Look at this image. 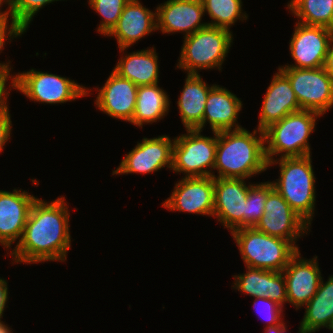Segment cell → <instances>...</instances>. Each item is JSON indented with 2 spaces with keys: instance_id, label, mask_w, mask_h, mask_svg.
I'll return each mask as SVG.
<instances>
[{
  "instance_id": "cell-1",
  "label": "cell",
  "mask_w": 333,
  "mask_h": 333,
  "mask_svg": "<svg viewBox=\"0 0 333 333\" xmlns=\"http://www.w3.org/2000/svg\"><path fill=\"white\" fill-rule=\"evenodd\" d=\"M64 197L47 203L36 198L24 232L11 255L16 263L65 261L70 249L68 205Z\"/></svg>"
},
{
  "instance_id": "cell-2",
  "label": "cell",
  "mask_w": 333,
  "mask_h": 333,
  "mask_svg": "<svg viewBox=\"0 0 333 333\" xmlns=\"http://www.w3.org/2000/svg\"><path fill=\"white\" fill-rule=\"evenodd\" d=\"M257 132L259 136L257 137ZM265 135L262 130L250 133L244 128L217 132L215 165L217 178H250L265 171Z\"/></svg>"
},
{
  "instance_id": "cell-3",
  "label": "cell",
  "mask_w": 333,
  "mask_h": 333,
  "mask_svg": "<svg viewBox=\"0 0 333 333\" xmlns=\"http://www.w3.org/2000/svg\"><path fill=\"white\" fill-rule=\"evenodd\" d=\"M311 155L303 157L280 158L272 160L268 167L279 163L280 178L271 182L273 188L283 197L289 206L302 217L309 226L315 206V177L311 165Z\"/></svg>"
},
{
  "instance_id": "cell-4",
  "label": "cell",
  "mask_w": 333,
  "mask_h": 333,
  "mask_svg": "<svg viewBox=\"0 0 333 333\" xmlns=\"http://www.w3.org/2000/svg\"><path fill=\"white\" fill-rule=\"evenodd\" d=\"M321 116L312 110H299L289 113L281 121L271 124L264 130L265 155L267 162L274 160L273 155L281 158L303 157L310 155L308 138L314 132L316 118ZM285 153V154H283Z\"/></svg>"
},
{
  "instance_id": "cell-5",
  "label": "cell",
  "mask_w": 333,
  "mask_h": 333,
  "mask_svg": "<svg viewBox=\"0 0 333 333\" xmlns=\"http://www.w3.org/2000/svg\"><path fill=\"white\" fill-rule=\"evenodd\" d=\"M248 267L282 272L299 251L290 241L259 232L254 227L231 232Z\"/></svg>"
},
{
  "instance_id": "cell-6",
  "label": "cell",
  "mask_w": 333,
  "mask_h": 333,
  "mask_svg": "<svg viewBox=\"0 0 333 333\" xmlns=\"http://www.w3.org/2000/svg\"><path fill=\"white\" fill-rule=\"evenodd\" d=\"M232 38L231 31L225 28L207 26L199 29L184 38L177 67L187 70V74H198L200 69L214 67L221 70Z\"/></svg>"
},
{
  "instance_id": "cell-7",
  "label": "cell",
  "mask_w": 333,
  "mask_h": 333,
  "mask_svg": "<svg viewBox=\"0 0 333 333\" xmlns=\"http://www.w3.org/2000/svg\"><path fill=\"white\" fill-rule=\"evenodd\" d=\"M187 132L174 139L171 169L184 172L185 177L213 176L206 168L213 169L215 165L217 132H213V138L201 135L198 129Z\"/></svg>"
},
{
  "instance_id": "cell-8",
  "label": "cell",
  "mask_w": 333,
  "mask_h": 333,
  "mask_svg": "<svg viewBox=\"0 0 333 333\" xmlns=\"http://www.w3.org/2000/svg\"><path fill=\"white\" fill-rule=\"evenodd\" d=\"M11 84L30 100L47 104L64 103L88 95L86 88L74 80L34 69L16 74Z\"/></svg>"
},
{
  "instance_id": "cell-9",
  "label": "cell",
  "mask_w": 333,
  "mask_h": 333,
  "mask_svg": "<svg viewBox=\"0 0 333 333\" xmlns=\"http://www.w3.org/2000/svg\"><path fill=\"white\" fill-rule=\"evenodd\" d=\"M278 70L288 78L301 109L323 115L333 106V77L324 67H280Z\"/></svg>"
},
{
  "instance_id": "cell-10",
  "label": "cell",
  "mask_w": 333,
  "mask_h": 333,
  "mask_svg": "<svg viewBox=\"0 0 333 333\" xmlns=\"http://www.w3.org/2000/svg\"><path fill=\"white\" fill-rule=\"evenodd\" d=\"M308 225L273 188L272 183L267 182L264 214L254 228L270 236L288 240L299 250L295 240L302 233L304 235L306 229L309 230Z\"/></svg>"
},
{
  "instance_id": "cell-11",
  "label": "cell",
  "mask_w": 333,
  "mask_h": 333,
  "mask_svg": "<svg viewBox=\"0 0 333 333\" xmlns=\"http://www.w3.org/2000/svg\"><path fill=\"white\" fill-rule=\"evenodd\" d=\"M290 41V53L295 64L283 67L314 69L324 67L333 30L324 26L298 23Z\"/></svg>"
},
{
  "instance_id": "cell-12",
  "label": "cell",
  "mask_w": 333,
  "mask_h": 333,
  "mask_svg": "<svg viewBox=\"0 0 333 333\" xmlns=\"http://www.w3.org/2000/svg\"><path fill=\"white\" fill-rule=\"evenodd\" d=\"M214 177L213 217L230 231L244 228V213L249 186L243 178Z\"/></svg>"
},
{
  "instance_id": "cell-13",
  "label": "cell",
  "mask_w": 333,
  "mask_h": 333,
  "mask_svg": "<svg viewBox=\"0 0 333 333\" xmlns=\"http://www.w3.org/2000/svg\"><path fill=\"white\" fill-rule=\"evenodd\" d=\"M162 206L170 211L213 216L214 177H184Z\"/></svg>"
},
{
  "instance_id": "cell-14",
  "label": "cell",
  "mask_w": 333,
  "mask_h": 333,
  "mask_svg": "<svg viewBox=\"0 0 333 333\" xmlns=\"http://www.w3.org/2000/svg\"><path fill=\"white\" fill-rule=\"evenodd\" d=\"M172 141L166 135L152 139L143 138V141L125 156L120 166L113 171V175L151 173L165 166L172 168L174 139Z\"/></svg>"
},
{
  "instance_id": "cell-15",
  "label": "cell",
  "mask_w": 333,
  "mask_h": 333,
  "mask_svg": "<svg viewBox=\"0 0 333 333\" xmlns=\"http://www.w3.org/2000/svg\"><path fill=\"white\" fill-rule=\"evenodd\" d=\"M286 280L287 302L298 309L315 295L322 276L317 263V256L304 260L298 251L282 271Z\"/></svg>"
},
{
  "instance_id": "cell-16",
  "label": "cell",
  "mask_w": 333,
  "mask_h": 333,
  "mask_svg": "<svg viewBox=\"0 0 333 333\" xmlns=\"http://www.w3.org/2000/svg\"><path fill=\"white\" fill-rule=\"evenodd\" d=\"M36 197L26 191L0 190V244L10 248L16 239L22 238L30 209Z\"/></svg>"
},
{
  "instance_id": "cell-17",
  "label": "cell",
  "mask_w": 333,
  "mask_h": 333,
  "mask_svg": "<svg viewBox=\"0 0 333 333\" xmlns=\"http://www.w3.org/2000/svg\"><path fill=\"white\" fill-rule=\"evenodd\" d=\"M205 11L201 0H168L156 9L157 30L185 32V37L208 26L200 23Z\"/></svg>"
},
{
  "instance_id": "cell-18",
  "label": "cell",
  "mask_w": 333,
  "mask_h": 333,
  "mask_svg": "<svg viewBox=\"0 0 333 333\" xmlns=\"http://www.w3.org/2000/svg\"><path fill=\"white\" fill-rule=\"evenodd\" d=\"M138 86L112 71L105 85L99 89L95 104L109 116L131 122L137 100Z\"/></svg>"
},
{
  "instance_id": "cell-19",
  "label": "cell",
  "mask_w": 333,
  "mask_h": 333,
  "mask_svg": "<svg viewBox=\"0 0 333 333\" xmlns=\"http://www.w3.org/2000/svg\"><path fill=\"white\" fill-rule=\"evenodd\" d=\"M157 30L156 12L142 6L138 0H130L123 9L116 26L107 35L117 38L120 52Z\"/></svg>"
},
{
  "instance_id": "cell-20",
  "label": "cell",
  "mask_w": 333,
  "mask_h": 333,
  "mask_svg": "<svg viewBox=\"0 0 333 333\" xmlns=\"http://www.w3.org/2000/svg\"><path fill=\"white\" fill-rule=\"evenodd\" d=\"M277 72L264 96L258 129L264 131L289 113L301 110L288 78Z\"/></svg>"
},
{
  "instance_id": "cell-21",
  "label": "cell",
  "mask_w": 333,
  "mask_h": 333,
  "mask_svg": "<svg viewBox=\"0 0 333 333\" xmlns=\"http://www.w3.org/2000/svg\"><path fill=\"white\" fill-rule=\"evenodd\" d=\"M247 267V273L234 276L237 290L255 297H265L283 307L287 302L286 280L282 272Z\"/></svg>"
},
{
  "instance_id": "cell-22",
  "label": "cell",
  "mask_w": 333,
  "mask_h": 333,
  "mask_svg": "<svg viewBox=\"0 0 333 333\" xmlns=\"http://www.w3.org/2000/svg\"><path fill=\"white\" fill-rule=\"evenodd\" d=\"M242 108L241 100L226 88L215 85L207 96L202 121V128L206 122L210 123L213 132L241 129L238 124L239 111Z\"/></svg>"
},
{
  "instance_id": "cell-23",
  "label": "cell",
  "mask_w": 333,
  "mask_h": 333,
  "mask_svg": "<svg viewBox=\"0 0 333 333\" xmlns=\"http://www.w3.org/2000/svg\"><path fill=\"white\" fill-rule=\"evenodd\" d=\"M214 86L208 87L199 74L187 75L184 88L177 102L181 120L186 130L198 129L202 131L207 96Z\"/></svg>"
},
{
  "instance_id": "cell-24",
  "label": "cell",
  "mask_w": 333,
  "mask_h": 333,
  "mask_svg": "<svg viewBox=\"0 0 333 333\" xmlns=\"http://www.w3.org/2000/svg\"><path fill=\"white\" fill-rule=\"evenodd\" d=\"M158 67V56L152 48L121 57L113 71L137 86H145L158 84Z\"/></svg>"
},
{
  "instance_id": "cell-25",
  "label": "cell",
  "mask_w": 333,
  "mask_h": 333,
  "mask_svg": "<svg viewBox=\"0 0 333 333\" xmlns=\"http://www.w3.org/2000/svg\"><path fill=\"white\" fill-rule=\"evenodd\" d=\"M304 318L299 327L300 333H312L320 328H328L333 323V276L326 283L321 279L315 295L306 304Z\"/></svg>"
},
{
  "instance_id": "cell-26",
  "label": "cell",
  "mask_w": 333,
  "mask_h": 333,
  "mask_svg": "<svg viewBox=\"0 0 333 333\" xmlns=\"http://www.w3.org/2000/svg\"><path fill=\"white\" fill-rule=\"evenodd\" d=\"M169 98L158 84L138 86L135 112L131 123L142 127L162 119L168 112Z\"/></svg>"
},
{
  "instance_id": "cell-27",
  "label": "cell",
  "mask_w": 333,
  "mask_h": 333,
  "mask_svg": "<svg viewBox=\"0 0 333 333\" xmlns=\"http://www.w3.org/2000/svg\"><path fill=\"white\" fill-rule=\"evenodd\" d=\"M288 8L300 19L299 23L333 30V0H291Z\"/></svg>"
},
{
  "instance_id": "cell-28",
  "label": "cell",
  "mask_w": 333,
  "mask_h": 333,
  "mask_svg": "<svg viewBox=\"0 0 333 333\" xmlns=\"http://www.w3.org/2000/svg\"><path fill=\"white\" fill-rule=\"evenodd\" d=\"M204 11L213 19L208 26L230 29L237 19H247L242 13L241 0H201ZM242 14V15H241ZM230 26V27H229Z\"/></svg>"
},
{
  "instance_id": "cell-29",
  "label": "cell",
  "mask_w": 333,
  "mask_h": 333,
  "mask_svg": "<svg viewBox=\"0 0 333 333\" xmlns=\"http://www.w3.org/2000/svg\"><path fill=\"white\" fill-rule=\"evenodd\" d=\"M130 0H89V5L103 17L98 32L108 35L116 26L123 9Z\"/></svg>"
},
{
  "instance_id": "cell-30",
  "label": "cell",
  "mask_w": 333,
  "mask_h": 333,
  "mask_svg": "<svg viewBox=\"0 0 333 333\" xmlns=\"http://www.w3.org/2000/svg\"><path fill=\"white\" fill-rule=\"evenodd\" d=\"M267 200V182L251 185L246 199L244 213V228H252L257 225L264 214V205Z\"/></svg>"
},
{
  "instance_id": "cell-31",
  "label": "cell",
  "mask_w": 333,
  "mask_h": 333,
  "mask_svg": "<svg viewBox=\"0 0 333 333\" xmlns=\"http://www.w3.org/2000/svg\"><path fill=\"white\" fill-rule=\"evenodd\" d=\"M59 0H12L11 9L17 24L26 32L32 17L44 5Z\"/></svg>"
},
{
  "instance_id": "cell-32",
  "label": "cell",
  "mask_w": 333,
  "mask_h": 333,
  "mask_svg": "<svg viewBox=\"0 0 333 333\" xmlns=\"http://www.w3.org/2000/svg\"><path fill=\"white\" fill-rule=\"evenodd\" d=\"M255 299L256 300H254L253 306L256 307V305H258L260 308V304L263 303L262 309L255 308V310L257 312H259L260 315H262V313H264V311H266L265 312L266 315L263 318L265 320H267V322L269 324L268 326H275L282 322V320H281L282 306L281 305H279L275 301H272L271 299L265 298V297H255Z\"/></svg>"
},
{
  "instance_id": "cell-33",
  "label": "cell",
  "mask_w": 333,
  "mask_h": 333,
  "mask_svg": "<svg viewBox=\"0 0 333 333\" xmlns=\"http://www.w3.org/2000/svg\"><path fill=\"white\" fill-rule=\"evenodd\" d=\"M9 63H0V115L8 108L7 104V96L9 95L6 88V81L7 79L11 78L13 79L12 75L10 77V71L11 69L9 68ZM9 76V77H8Z\"/></svg>"
},
{
  "instance_id": "cell-34",
  "label": "cell",
  "mask_w": 333,
  "mask_h": 333,
  "mask_svg": "<svg viewBox=\"0 0 333 333\" xmlns=\"http://www.w3.org/2000/svg\"><path fill=\"white\" fill-rule=\"evenodd\" d=\"M7 24L8 21H0V51H2V48L4 47L5 38L7 39V37L9 36L13 39V37H18L24 33L23 28L20 27L16 21H11L10 27H8ZM6 30L8 31V36Z\"/></svg>"
},
{
  "instance_id": "cell-35",
  "label": "cell",
  "mask_w": 333,
  "mask_h": 333,
  "mask_svg": "<svg viewBox=\"0 0 333 333\" xmlns=\"http://www.w3.org/2000/svg\"><path fill=\"white\" fill-rule=\"evenodd\" d=\"M11 119L9 114V109L7 108L1 115H0V152L4 147V144L10 138L11 132Z\"/></svg>"
},
{
  "instance_id": "cell-36",
  "label": "cell",
  "mask_w": 333,
  "mask_h": 333,
  "mask_svg": "<svg viewBox=\"0 0 333 333\" xmlns=\"http://www.w3.org/2000/svg\"><path fill=\"white\" fill-rule=\"evenodd\" d=\"M7 298H8L7 282L6 280L0 278V320L6 306Z\"/></svg>"
},
{
  "instance_id": "cell-37",
  "label": "cell",
  "mask_w": 333,
  "mask_h": 333,
  "mask_svg": "<svg viewBox=\"0 0 333 333\" xmlns=\"http://www.w3.org/2000/svg\"><path fill=\"white\" fill-rule=\"evenodd\" d=\"M324 68L333 77V35L329 44Z\"/></svg>"
},
{
  "instance_id": "cell-38",
  "label": "cell",
  "mask_w": 333,
  "mask_h": 333,
  "mask_svg": "<svg viewBox=\"0 0 333 333\" xmlns=\"http://www.w3.org/2000/svg\"><path fill=\"white\" fill-rule=\"evenodd\" d=\"M3 2H7V4L9 5L8 11H5L4 13L0 11V21H8V17L11 16V21H15L14 17H13V13H12V9H11V2L12 0H0V7L1 5H3ZM10 14V15H9ZM9 15V16H8Z\"/></svg>"
},
{
  "instance_id": "cell-39",
  "label": "cell",
  "mask_w": 333,
  "mask_h": 333,
  "mask_svg": "<svg viewBox=\"0 0 333 333\" xmlns=\"http://www.w3.org/2000/svg\"><path fill=\"white\" fill-rule=\"evenodd\" d=\"M286 327L284 325V322H281L280 324H277L275 326H266L265 327V333H285Z\"/></svg>"
},
{
  "instance_id": "cell-40",
  "label": "cell",
  "mask_w": 333,
  "mask_h": 333,
  "mask_svg": "<svg viewBox=\"0 0 333 333\" xmlns=\"http://www.w3.org/2000/svg\"><path fill=\"white\" fill-rule=\"evenodd\" d=\"M0 333H11L10 328L6 326L1 320H0Z\"/></svg>"
}]
</instances>
